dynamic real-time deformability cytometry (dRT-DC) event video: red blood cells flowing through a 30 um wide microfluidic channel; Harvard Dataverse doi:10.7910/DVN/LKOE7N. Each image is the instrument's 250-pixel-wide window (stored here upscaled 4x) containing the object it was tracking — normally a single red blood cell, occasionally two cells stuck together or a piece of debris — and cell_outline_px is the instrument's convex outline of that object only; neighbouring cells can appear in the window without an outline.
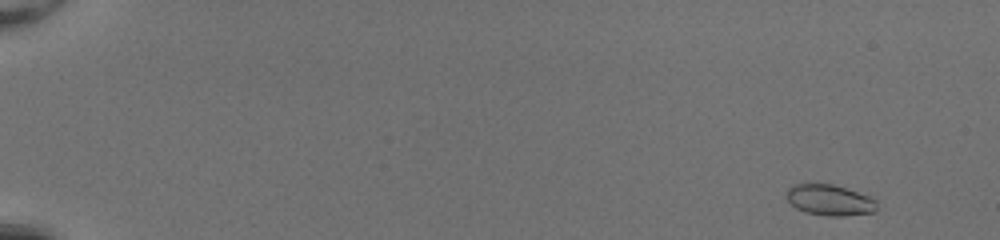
{"species": "common noctule bat (a hibernating species)", "species_latin": "Nyctalus noctula", "temperature_condition": "room temperature", "stored_images_in_passage": 50, "camera_frame_rate_fps": 3000, "um_per_image_px": 0.085, "animal": {"sex": "female", "body_mass_g": 20.0, "forearm_length_mm": 54.0}, "frame": {"image": 1, "passage_image": 2, "time_ms": 0.333, "image_size_px": [1000, 240], "cell_outline_px": [[880, 196], [876, 212], [844, 216], [828, 216], [804, 212], [796, 208], [784, 196], [788, 188], [792, 184], [808, 180], [832, 184]], "centroid_in_image_um": [70.59, 16.95], "position_along_channel_um": 14.4, "area_um2": 17.69}}
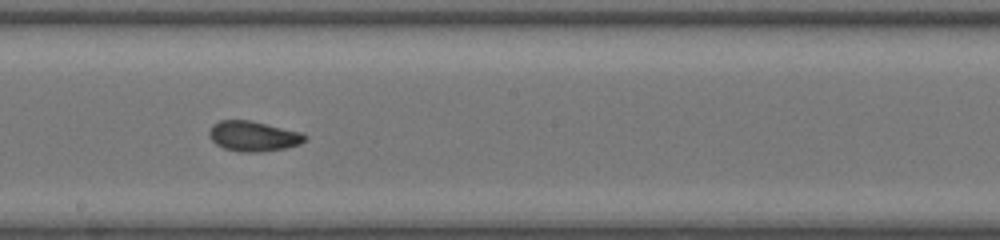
{"frame": {"image": 2, "passage_image": 30, "time_ms": 9.667, "image_size_px": [1000, 240], "cell_outline_px": [[308, 136], [300, 144], [284, 148], [260, 152], [240, 152], [224, 148], [216, 144], [208, 136], [208, 128], [212, 124], [220, 120], [252, 120], [300, 132]], "centroid_in_image_um": [21.49, 11.56], "position_along_channel_um": 226.7, "area_um2": 16.94}}
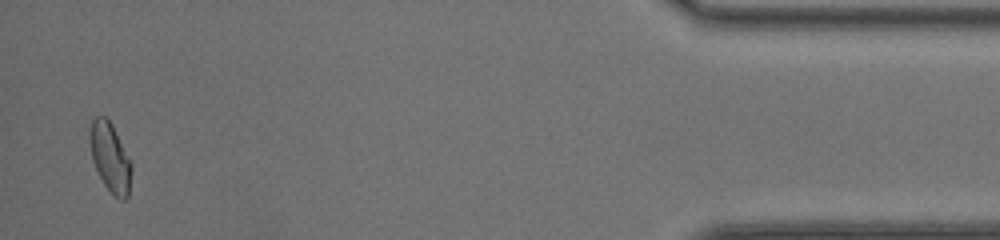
{"frame": {"image": 3, "passage_image": 49, "time_ms": 16.0, "image_size_px": [1000, 240], "cell_outline_px": [[132, 168], [128, 196], [124, 200], [120, 200], [112, 196], [104, 184], [92, 160], [88, 140], [88, 128], [92, 120], [96, 116], [104, 116], [112, 124], [132, 164]], "centroid_in_image_um": [9.34, 13.38], "position_along_channel_um": 425.9, "area_um2": 16.99}, "authors_computed_cell_mechanics": {"area_um2": 16.7042, "velocity_mm_per_s": 4.2151, "shape_relaxation_time_tau1_ms": 9.4784, "shape_relaxation_time_tau2_ms": 1.2528, "deformation_change_tau1": 0.1984, "deformation_change_tau2": 0.0522}}